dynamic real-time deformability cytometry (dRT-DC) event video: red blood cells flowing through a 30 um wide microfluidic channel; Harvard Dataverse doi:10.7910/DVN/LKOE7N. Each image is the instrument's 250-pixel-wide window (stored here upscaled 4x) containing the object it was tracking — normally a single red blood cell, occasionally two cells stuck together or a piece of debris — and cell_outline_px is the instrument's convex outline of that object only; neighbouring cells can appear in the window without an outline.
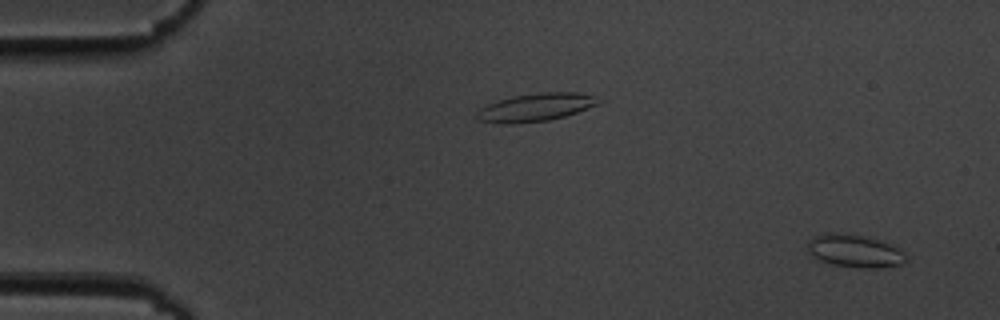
{"species": "common noctule bat (a hibernating species)", "species_latin": "Nyctalus noctula", "temperature_condition": "cold", "stored_images_in_passage": 53, "camera_frame_rate_fps": 3000, "um_per_image_px": 0.085, "animal": {"sex": "male", "body_mass_g": 19.5, "forearm_length_mm": 54.6}, "frame": {"image": 1, "passage_image": 1, "time_ms": 0.0, "image_size_px": [1000, 320], "cell_outline_px": [[908, 256], [904, 264], [880, 268], [864, 268], [832, 264], [820, 260], [808, 252], [808, 240], [812, 236], [824, 232], [840, 232], [860, 236], [876, 240], [888, 244], [904, 252]], "centroid_in_image_um": [72.62, 21.33], "position_along_channel_um": 12.4, "area_um2": 18.73}}
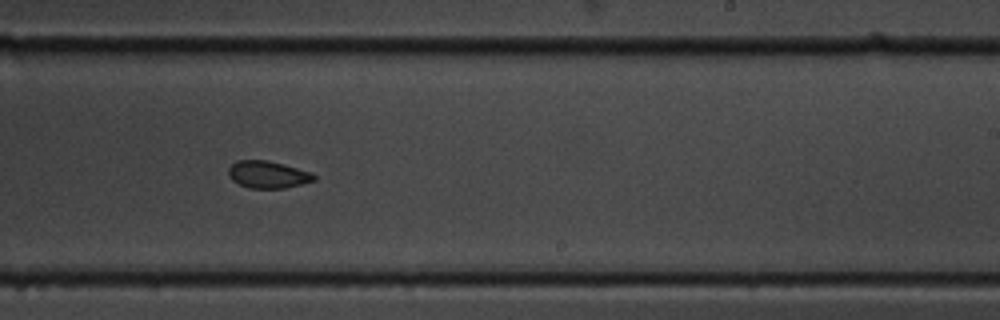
{"frame": {"image": 2, "passage_image": 32, "time_ms": 10.333, "image_size_px": [1000, 320], "cell_outline_px": [[316, 180], [284, 188], [248, 188], [232, 180], [228, 176], [228, 168], [236, 160], [268, 160], [312, 172], [316, 176]], "centroid_in_image_um": [22.75, 14.83], "position_along_channel_um": 266.2, "area_um2": 13.58}}
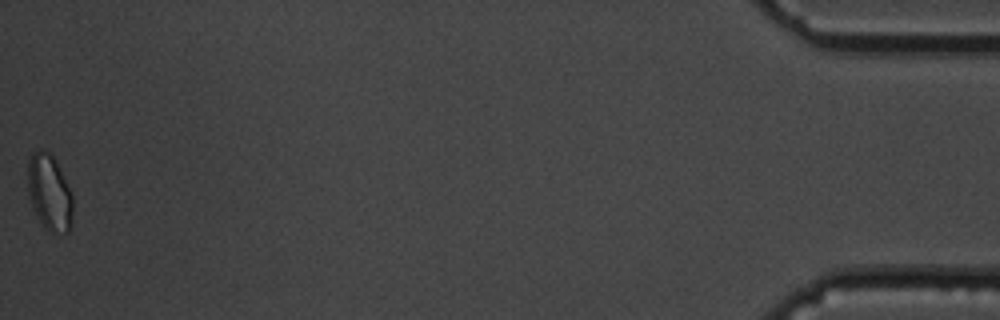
{"frame": {"image": 3, "passage_image": 53, "time_ms": 17.333, "image_size_px": [1000, 320], "cell_outline_px": [[72, 220], [68, 232], [48, 232], [40, 224], [32, 208], [28, 196], [28, 160], [40, 148], [52, 152], [72, 192]], "centroid_in_image_um": [4.2, 16.37], "position_along_channel_um": 431.0, "area_um2": 20.35}, "authors_computed_cell_mechanics": {"area_um2": 14.7968, "velocity_mm_per_s": 3.6639, "shape_relaxation_time_tau1_ms": 4.7341, "shape_relaxation_time_tau2_ms": 2.8192, "deformation_change_tau1": 0.082, "deformation_change_tau2": 0.0571}}